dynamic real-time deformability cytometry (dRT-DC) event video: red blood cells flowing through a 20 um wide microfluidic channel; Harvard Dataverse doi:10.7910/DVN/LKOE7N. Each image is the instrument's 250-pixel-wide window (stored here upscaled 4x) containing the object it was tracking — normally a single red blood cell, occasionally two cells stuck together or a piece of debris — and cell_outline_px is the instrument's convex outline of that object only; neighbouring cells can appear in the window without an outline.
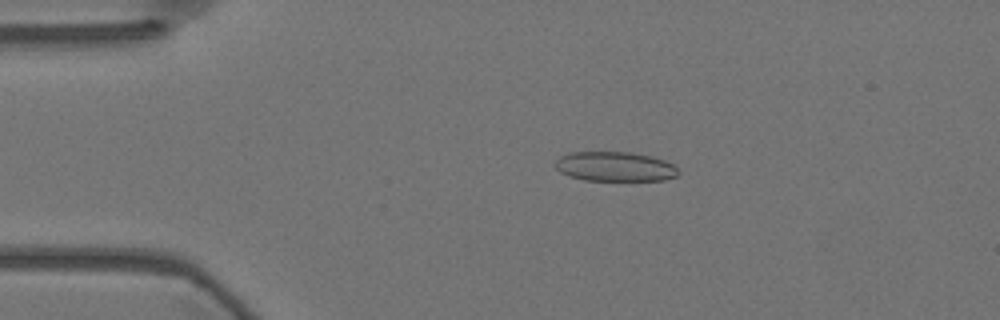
{"species": "Egyptian fruit bat (a non-hibernating species)", "species_latin": "Rousettus aegyptiacus", "temperature_condition": "warm", "stored_images_in_passage": 57, "camera_frame_rate_fps": 3000, "um_per_image_px": 0.085, "animal": {"sex": "female"}, "frame": {"image": 1, "passage_image": 12, "time_ms": 3.667, "image_size_px": [1000, 320], "cell_outline_px": [[676, 176], [660, 180], [588, 180], [572, 176], [564, 172], [560, 168], [564, 156], [580, 152], [620, 152], [644, 156], [660, 160], [676, 168]], "centroid_in_image_um": [52.34, 14.18], "position_along_channel_um": 32.7, "area_um2": 19.42}}
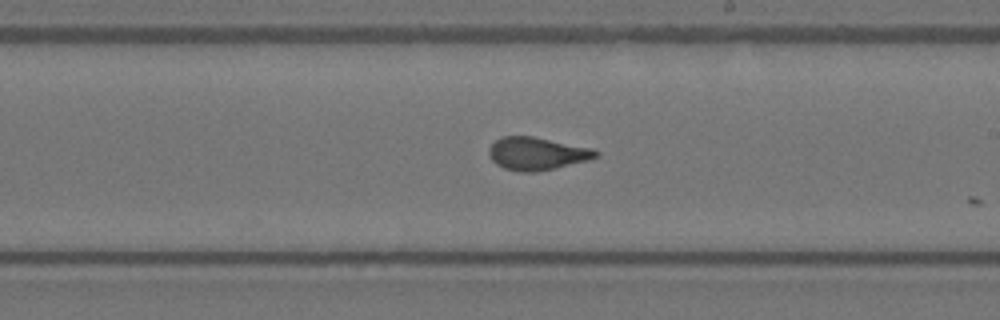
{"frame": {"image": 2, "passage_image": 33, "time_ms": 10.667, "image_size_px": [1000, 320], "cell_outline_px": [[596, 156], [552, 168], [508, 168], [500, 164], [492, 156], [492, 144], [496, 140], [504, 136], [528, 136], [584, 148], [596, 152]], "centroid_in_image_um": [45.57, 12.99], "position_along_channel_um": 243.4, "area_um2": 17.63}}
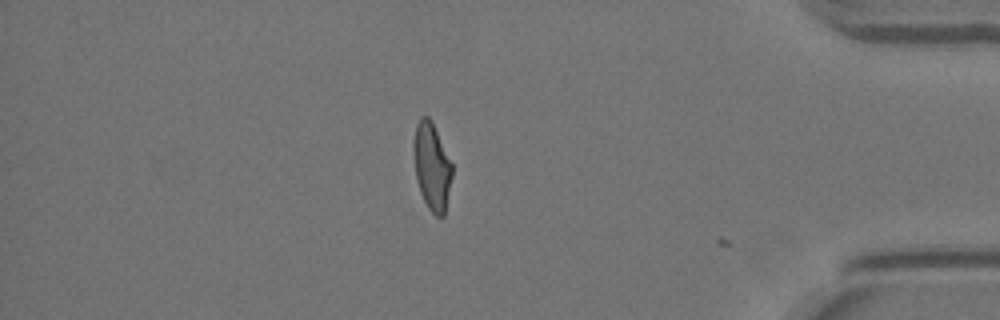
{"frame": {"image": 3, "passage_image": 49, "time_ms": 16.0, "image_size_px": [1000, 320], "cell_outline_px": [[452, 176], [444, 216], [436, 216], [432, 212], [424, 200], [416, 176], [416, 128], [420, 120], [424, 116], [428, 116], [452, 164]], "centroid_in_image_um": [36.76, 14.24], "position_along_channel_um": 398.4, "area_um2": 18.15}, "authors_computed_cell_mechanics": {"area_um2": 18.6694, "velocity_mm_per_s": 3.6048, "shape_relaxation_time_tau1_ms": null, "shape_relaxation_time_tau2_ms": 0.8214, "deformation_change_tau1": null, "deformation_change_tau2": 0.0844}}